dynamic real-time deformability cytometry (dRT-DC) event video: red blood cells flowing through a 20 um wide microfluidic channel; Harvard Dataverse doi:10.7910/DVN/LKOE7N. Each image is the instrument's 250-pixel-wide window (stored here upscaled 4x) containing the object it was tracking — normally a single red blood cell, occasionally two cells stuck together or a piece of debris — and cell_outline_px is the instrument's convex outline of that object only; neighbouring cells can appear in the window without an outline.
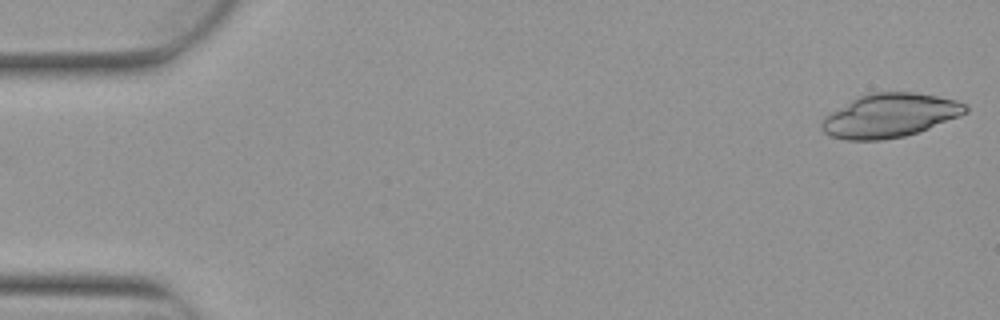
{"species": "Egyptian fruit bat (a non-hibernating species)", "species_latin": "Rousettus aegyptiacus", "temperature_condition": "warm", "stored_images_in_passage": 3, "camera_frame_rate_fps": 3000, "um_per_image_px": 0.085, "animal": {"sex": "female"}, "frame": {"image": 1, "passage_image": 1, "time_ms": 0.0, "image_size_px": [1000, 320], "cell_outline_px": [[968, 112], [960, 116], [928, 128], [904, 136], [880, 140], [844, 140], [828, 136], [820, 128], [820, 124], [824, 116], [852, 100], [868, 92], [916, 92], [956, 100], [968, 104]], "centroid_in_image_um": [75.62, 9.82], "position_along_channel_um": 9.4, "area_um2": 36.7}}